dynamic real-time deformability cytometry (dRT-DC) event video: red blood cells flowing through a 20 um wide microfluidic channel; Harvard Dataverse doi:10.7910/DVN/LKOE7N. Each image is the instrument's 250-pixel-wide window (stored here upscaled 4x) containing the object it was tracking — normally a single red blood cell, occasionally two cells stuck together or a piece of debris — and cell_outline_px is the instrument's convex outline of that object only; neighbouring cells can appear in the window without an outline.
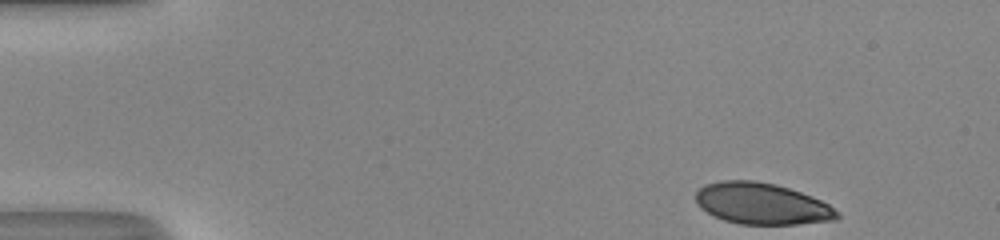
{"species": "human", "species_latin": "Homo sapiens", "temperature_condition": "room temperature", "stored_images_in_passage": 46, "camera_frame_rate_fps": 3000, "um_per_image_px": 0.085, "donor": {"sex": "male"}, "frame": {"image": 1, "passage_image": 1, "time_ms": 0.0, "image_size_px": [1000, 240], "cell_outline_px": [[840, 216], [836, 220], [796, 224], [740, 224], [724, 220], [700, 208], [696, 204], [696, 192], [704, 184], [720, 180], [752, 180], [776, 184], [812, 196], [828, 204], [840, 212]], "centroid_in_image_um": [64.75, 17.3], "position_along_channel_um": 20.2, "area_um2": 34.16}}
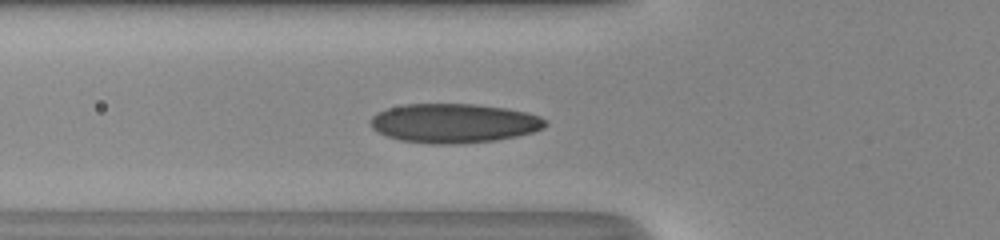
{"frame": {"image": 2, "passage_image": 14, "time_ms": 4.333, "image_size_px": [1000, 240], "cell_outline_px": [[548, 124], [544, 128], [532, 132], [516, 136], [496, 140], [456, 144], [428, 144], [400, 140], [388, 136], [372, 128], [368, 120], [376, 112], [388, 108], [404, 104], [472, 104], [504, 108], [528, 112], [540, 116], [548, 120]], "centroid_in_image_um": [38.59, 10.47], "position_along_channel_um": 87.2, "area_um2": 40.17}}
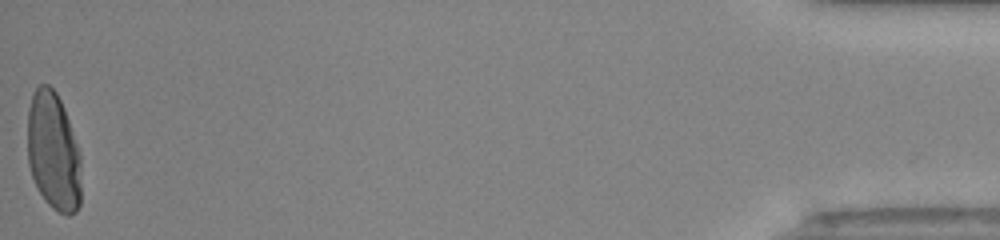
{"frame": {"image": 3, "passage_image": 46, "time_ms": 15.0, "image_size_px": [1000, 240], "cell_outline_px": [[80, 204], [76, 212], [68, 216], [52, 208], [44, 200], [36, 188], [28, 164], [28, 108], [32, 92], [40, 84], [48, 84], [56, 92], [64, 108], [80, 152]], "centroid_in_image_um": [4.53, 12.89], "position_along_channel_um": 430.7, "area_um2": 37.34}, "authors_computed_cell_mechanics": {"area_um2": 36.9631, "velocity_mm_per_s": 4.1248, "shape_relaxation_time_tau1_ms": 3.6253, "shape_relaxation_time_tau2_ms": null, "deformation_change_tau1": 0.1698, "deformation_change_tau2": null}}